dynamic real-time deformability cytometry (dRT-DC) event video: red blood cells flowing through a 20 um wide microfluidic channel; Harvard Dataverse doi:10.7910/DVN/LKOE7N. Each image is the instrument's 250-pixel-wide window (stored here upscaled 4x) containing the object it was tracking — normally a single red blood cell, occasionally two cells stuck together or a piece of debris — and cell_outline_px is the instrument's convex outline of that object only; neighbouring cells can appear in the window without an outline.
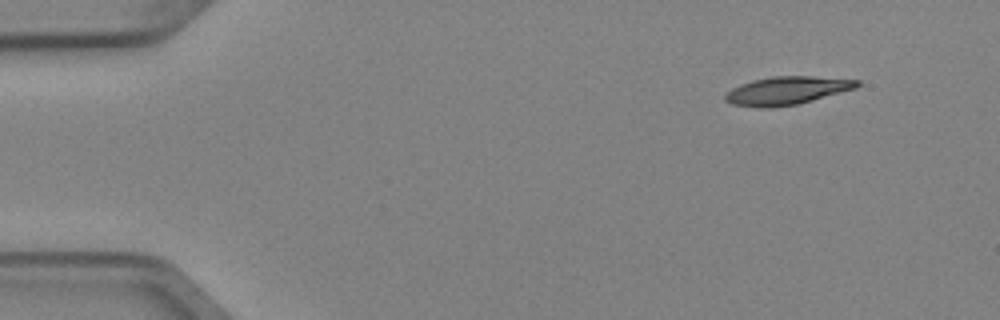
{"species": "Egyptian fruit bat (a non-hibernating species)", "species_latin": "Rousettus aegyptiacus", "temperature_condition": "cold", "stored_images_in_passage": 4, "segment_of_instrument_passage": [2, 2], "camera_frame_rate_fps": 3000, "um_per_image_px": 0.085, "animal": {"sex": "female"}, "frame": {"image": 1, "passage_image": 4, "time_ms": 1.0, "image_size_px": [1000, 320], "cell_outline_px": [[860, 84], [856, 88], [800, 104], [772, 108], [760, 108], [732, 104], [724, 100], [724, 96], [732, 88], [740, 84], [752, 80], [772, 76], [812, 76], [860, 80]], "centroid_in_image_um": [66.88, 7.71], "position_along_channel_um": 18.1, "area_um2": 21.79}}